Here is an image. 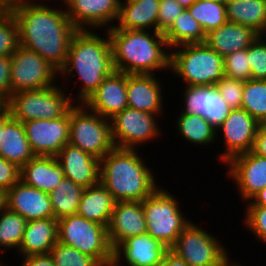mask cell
Instances as JSON below:
<instances>
[{"label": "cell", "mask_w": 266, "mask_h": 266, "mask_svg": "<svg viewBox=\"0 0 266 266\" xmlns=\"http://www.w3.org/2000/svg\"><path fill=\"white\" fill-rule=\"evenodd\" d=\"M65 178L63 167L56 156L35 155L20 168V180L46 193L52 192Z\"/></svg>", "instance_id": "obj_24"}, {"label": "cell", "mask_w": 266, "mask_h": 266, "mask_svg": "<svg viewBox=\"0 0 266 266\" xmlns=\"http://www.w3.org/2000/svg\"><path fill=\"white\" fill-rule=\"evenodd\" d=\"M178 135L195 146H208L217 140V129L199 114L180 113L176 123Z\"/></svg>", "instance_id": "obj_31"}, {"label": "cell", "mask_w": 266, "mask_h": 266, "mask_svg": "<svg viewBox=\"0 0 266 266\" xmlns=\"http://www.w3.org/2000/svg\"><path fill=\"white\" fill-rule=\"evenodd\" d=\"M225 165L227 176L234 180L241 200L248 202L266 187V158L249 151L233 157Z\"/></svg>", "instance_id": "obj_16"}, {"label": "cell", "mask_w": 266, "mask_h": 266, "mask_svg": "<svg viewBox=\"0 0 266 266\" xmlns=\"http://www.w3.org/2000/svg\"><path fill=\"white\" fill-rule=\"evenodd\" d=\"M11 57L0 56V104H5L11 97L10 84Z\"/></svg>", "instance_id": "obj_45"}, {"label": "cell", "mask_w": 266, "mask_h": 266, "mask_svg": "<svg viewBox=\"0 0 266 266\" xmlns=\"http://www.w3.org/2000/svg\"><path fill=\"white\" fill-rule=\"evenodd\" d=\"M11 113L5 104H0V130L11 119Z\"/></svg>", "instance_id": "obj_50"}, {"label": "cell", "mask_w": 266, "mask_h": 266, "mask_svg": "<svg viewBox=\"0 0 266 266\" xmlns=\"http://www.w3.org/2000/svg\"><path fill=\"white\" fill-rule=\"evenodd\" d=\"M65 178L84 188L100 182V160L67 143L56 155Z\"/></svg>", "instance_id": "obj_23"}, {"label": "cell", "mask_w": 266, "mask_h": 266, "mask_svg": "<svg viewBox=\"0 0 266 266\" xmlns=\"http://www.w3.org/2000/svg\"><path fill=\"white\" fill-rule=\"evenodd\" d=\"M244 224L258 241L266 243V208L262 206H246Z\"/></svg>", "instance_id": "obj_42"}, {"label": "cell", "mask_w": 266, "mask_h": 266, "mask_svg": "<svg viewBox=\"0 0 266 266\" xmlns=\"http://www.w3.org/2000/svg\"><path fill=\"white\" fill-rule=\"evenodd\" d=\"M260 127L266 132V119L260 123Z\"/></svg>", "instance_id": "obj_55"}, {"label": "cell", "mask_w": 266, "mask_h": 266, "mask_svg": "<svg viewBox=\"0 0 266 266\" xmlns=\"http://www.w3.org/2000/svg\"><path fill=\"white\" fill-rule=\"evenodd\" d=\"M5 206V202H4V192L0 191V211L2 210V208Z\"/></svg>", "instance_id": "obj_53"}, {"label": "cell", "mask_w": 266, "mask_h": 266, "mask_svg": "<svg viewBox=\"0 0 266 266\" xmlns=\"http://www.w3.org/2000/svg\"><path fill=\"white\" fill-rule=\"evenodd\" d=\"M182 113L199 114L214 128H218L229 116L231 107L212 86L184 87Z\"/></svg>", "instance_id": "obj_18"}, {"label": "cell", "mask_w": 266, "mask_h": 266, "mask_svg": "<svg viewBox=\"0 0 266 266\" xmlns=\"http://www.w3.org/2000/svg\"><path fill=\"white\" fill-rule=\"evenodd\" d=\"M10 57L12 94L40 90L58 83L54 79H58L59 72L35 51L19 46Z\"/></svg>", "instance_id": "obj_11"}, {"label": "cell", "mask_w": 266, "mask_h": 266, "mask_svg": "<svg viewBox=\"0 0 266 266\" xmlns=\"http://www.w3.org/2000/svg\"><path fill=\"white\" fill-rule=\"evenodd\" d=\"M34 156L23 123L11 118L0 130V157L21 168Z\"/></svg>", "instance_id": "obj_28"}, {"label": "cell", "mask_w": 266, "mask_h": 266, "mask_svg": "<svg viewBox=\"0 0 266 266\" xmlns=\"http://www.w3.org/2000/svg\"><path fill=\"white\" fill-rule=\"evenodd\" d=\"M258 36L249 27L227 21L207 33L205 43L224 58L235 51L247 49Z\"/></svg>", "instance_id": "obj_25"}, {"label": "cell", "mask_w": 266, "mask_h": 266, "mask_svg": "<svg viewBox=\"0 0 266 266\" xmlns=\"http://www.w3.org/2000/svg\"><path fill=\"white\" fill-rule=\"evenodd\" d=\"M50 255L55 266H102L95 258L60 242L51 249Z\"/></svg>", "instance_id": "obj_37"}, {"label": "cell", "mask_w": 266, "mask_h": 266, "mask_svg": "<svg viewBox=\"0 0 266 266\" xmlns=\"http://www.w3.org/2000/svg\"><path fill=\"white\" fill-rule=\"evenodd\" d=\"M259 126L260 123L243 108L231 109L229 116L217 128V136L222 134L225 143L219 161L226 164L233 157L251 151Z\"/></svg>", "instance_id": "obj_13"}, {"label": "cell", "mask_w": 266, "mask_h": 266, "mask_svg": "<svg viewBox=\"0 0 266 266\" xmlns=\"http://www.w3.org/2000/svg\"><path fill=\"white\" fill-rule=\"evenodd\" d=\"M76 29L107 30L117 22L120 0H59ZM112 23V25H111ZM108 25V26H107Z\"/></svg>", "instance_id": "obj_15"}, {"label": "cell", "mask_w": 266, "mask_h": 266, "mask_svg": "<svg viewBox=\"0 0 266 266\" xmlns=\"http://www.w3.org/2000/svg\"><path fill=\"white\" fill-rule=\"evenodd\" d=\"M31 150L39 156H56L69 143V111L53 120L38 119L23 122Z\"/></svg>", "instance_id": "obj_14"}, {"label": "cell", "mask_w": 266, "mask_h": 266, "mask_svg": "<svg viewBox=\"0 0 266 266\" xmlns=\"http://www.w3.org/2000/svg\"><path fill=\"white\" fill-rule=\"evenodd\" d=\"M58 242V223L55 218L27 221L18 253L21 257L49 254Z\"/></svg>", "instance_id": "obj_26"}, {"label": "cell", "mask_w": 266, "mask_h": 266, "mask_svg": "<svg viewBox=\"0 0 266 266\" xmlns=\"http://www.w3.org/2000/svg\"><path fill=\"white\" fill-rule=\"evenodd\" d=\"M107 230L113 249L126 238L147 233L142 202L116 201Z\"/></svg>", "instance_id": "obj_21"}, {"label": "cell", "mask_w": 266, "mask_h": 266, "mask_svg": "<svg viewBox=\"0 0 266 266\" xmlns=\"http://www.w3.org/2000/svg\"><path fill=\"white\" fill-rule=\"evenodd\" d=\"M175 48L170 50L169 72L183 79L185 86H212L225 76L223 57L206 43Z\"/></svg>", "instance_id": "obj_5"}, {"label": "cell", "mask_w": 266, "mask_h": 266, "mask_svg": "<svg viewBox=\"0 0 266 266\" xmlns=\"http://www.w3.org/2000/svg\"><path fill=\"white\" fill-rule=\"evenodd\" d=\"M249 62V47L235 51L223 58L225 77L248 81L251 79V66Z\"/></svg>", "instance_id": "obj_39"}, {"label": "cell", "mask_w": 266, "mask_h": 266, "mask_svg": "<svg viewBox=\"0 0 266 266\" xmlns=\"http://www.w3.org/2000/svg\"><path fill=\"white\" fill-rule=\"evenodd\" d=\"M62 89L63 87L56 84L40 90L19 91L11 94L5 105L11 117L22 123L38 119H57L75 105L71 94Z\"/></svg>", "instance_id": "obj_7"}, {"label": "cell", "mask_w": 266, "mask_h": 266, "mask_svg": "<svg viewBox=\"0 0 266 266\" xmlns=\"http://www.w3.org/2000/svg\"><path fill=\"white\" fill-rule=\"evenodd\" d=\"M170 193L164 187H158L142 201L147 233L159 239L168 249L192 221L188 217L186 219L179 208L178 198Z\"/></svg>", "instance_id": "obj_8"}, {"label": "cell", "mask_w": 266, "mask_h": 266, "mask_svg": "<svg viewBox=\"0 0 266 266\" xmlns=\"http://www.w3.org/2000/svg\"><path fill=\"white\" fill-rule=\"evenodd\" d=\"M254 154L266 158V132L259 126L251 150Z\"/></svg>", "instance_id": "obj_47"}, {"label": "cell", "mask_w": 266, "mask_h": 266, "mask_svg": "<svg viewBox=\"0 0 266 266\" xmlns=\"http://www.w3.org/2000/svg\"><path fill=\"white\" fill-rule=\"evenodd\" d=\"M69 143L97 159L103 158L115 146L110 119L89 110L83 103H75L69 110Z\"/></svg>", "instance_id": "obj_9"}, {"label": "cell", "mask_w": 266, "mask_h": 266, "mask_svg": "<svg viewBox=\"0 0 266 266\" xmlns=\"http://www.w3.org/2000/svg\"><path fill=\"white\" fill-rule=\"evenodd\" d=\"M27 220L6 206L0 211V247L1 253L8 249L17 250L22 243ZM0 248V249H1ZM4 248V249H3Z\"/></svg>", "instance_id": "obj_35"}, {"label": "cell", "mask_w": 266, "mask_h": 266, "mask_svg": "<svg viewBox=\"0 0 266 266\" xmlns=\"http://www.w3.org/2000/svg\"><path fill=\"white\" fill-rule=\"evenodd\" d=\"M42 1L12 0L10 11L18 25L20 46L35 51L59 72L66 63L70 41L77 29L63 3L61 9H56Z\"/></svg>", "instance_id": "obj_1"}, {"label": "cell", "mask_w": 266, "mask_h": 266, "mask_svg": "<svg viewBox=\"0 0 266 266\" xmlns=\"http://www.w3.org/2000/svg\"><path fill=\"white\" fill-rule=\"evenodd\" d=\"M160 0H120L118 24L110 29H134L157 31Z\"/></svg>", "instance_id": "obj_27"}, {"label": "cell", "mask_w": 266, "mask_h": 266, "mask_svg": "<svg viewBox=\"0 0 266 266\" xmlns=\"http://www.w3.org/2000/svg\"><path fill=\"white\" fill-rule=\"evenodd\" d=\"M182 7H190L196 0H176Z\"/></svg>", "instance_id": "obj_52"}, {"label": "cell", "mask_w": 266, "mask_h": 266, "mask_svg": "<svg viewBox=\"0 0 266 266\" xmlns=\"http://www.w3.org/2000/svg\"><path fill=\"white\" fill-rule=\"evenodd\" d=\"M157 16V31L165 33L185 9L176 0H160Z\"/></svg>", "instance_id": "obj_43"}, {"label": "cell", "mask_w": 266, "mask_h": 266, "mask_svg": "<svg viewBox=\"0 0 266 266\" xmlns=\"http://www.w3.org/2000/svg\"><path fill=\"white\" fill-rule=\"evenodd\" d=\"M20 180V168L0 157V191L6 192Z\"/></svg>", "instance_id": "obj_44"}, {"label": "cell", "mask_w": 266, "mask_h": 266, "mask_svg": "<svg viewBox=\"0 0 266 266\" xmlns=\"http://www.w3.org/2000/svg\"><path fill=\"white\" fill-rule=\"evenodd\" d=\"M168 250L148 233L129 237L113 249L112 266H123V260L127 266H158Z\"/></svg>", "instance_id": "obj_17"}, {"label": "cell", "mask_w": 266, "mask_h": 266, "mask_svg": "<svg viewBox=\"0 0 266 266\" xmlns=\"http://www.w3.org/2000/svg\"><path fill=\"white\" fill-rule=\"evenodd\" d=\"M215 86L232 109L241 108L244 81L224 76L215 84Z\"/></svg>", "instance_id": "obj_41"}, {"label": "cell", "mask_w": 266, "mask_h": 266, "mask_svg": "<svg viewBox=\"0 0 266 266\" xmlns=\"http://www.w3.org/2000/svg\"><path fill=\"white\" fill-rule=\"evenodd\" d=\"M246 206H262L266 208V187L260 190L254 197H252Z\"/></svg>", "instance_id": "obj_49"}, {"label": "cell", "mask_w": 266, "mask_h": 266, "mask_svg": "<svg viewBox=\"0 0 266 266\" xmlns=\"http://www.w3.org/2000/svg\"><path fill=\"white\" fill-rule=\"evenodd\" d=\"M20 46L19 29L9 10L0 16V56H11Z\"/></svg>", "instance_id": "obj_38"}, {"label": "cell", "mask_w": 266, "mask_h": 266, "mask_svg": "<svg viewBox=\"0 0 266 266\" xmlns=\"http://www.w3.org/2000/svg\"><path fill=\"white\" fill-rule=\"evenodd\" d=\"M21 266H55V264L49 253L23 257Z\"/></svg>", "instance_id": "obj_46"}, {"label": "cell", "mask_w": 266, "mask_h": 266, "mask_svg": "<svg viewBox=\"0 0 266 266\" xmlns=\"http://www.w3.org/2000/svg\"><path fill=\"white\" fill-rule=\"evenodd\" d=\"M163 86L152 74H127V105L150 114H164Z\"/></svg>", "instance_id": "obj_22"}, {"label": "cell", "mask_w": 266, "mask_h": 266, "mask_svg": "<svg viewBox=\"0 0 266 266\" xmlns=\"http://www.w3.org/2000/svg\"><path fill=\"white\" fill-rule=\"evenodd\" d=\"M158 266H189L182 258L170 249L165 253L162 262Z\"/></svg>", "instance_id": "obj_48"}, {"label": "cell", "mask_w": 266, "mask_h": 266, "mask_svg": "<svg viewBox=\"0 0 266 266\" xmlns=\"http://www.w3.org/2000/svg\"><path fill=\"white\" fill-rule=\"evenodd\" d=\"M84 187L64 178L56 188L49 193L54 218L77 214Z\"/></svg>", "instance_id": "obj_33"}, {"label": "cell", "mask_w": 266, "mask_h": 266, "mask_svg": "<svg viewBox=\"0 0 266 266\" xmlns=\"http://www.w3.org/2000/svg\"><path fill=\"white\" fill-rule=\"evenodd\" d=\"M241 108L259 123L266 119V80L244 82Z\"/></svg>", "instance_id": "obj_36"}, {"label": "cell", "mask_w": 266, "mask_h": 266, "mask_svg": "<svg viewBox=\"0 0 266 266\" xmlns=\"http://www.w3.org/2000/svg\"><path fill=\"white\" fill-rule=\"evenodd\" d=\"M261 36H264V38H266V28L264 29V31H263Z\"/></svg>", "instance_id": "obj_57"}, {"label": "cell", "mask_w": 266, "mask_h": 266, "mask_svg": "<svg viewBox=\"0 0 266 266\" xmlns=\"http://www.w3.org/2000/svg\"><path fill=\"white\" fill-rule=\"evenodd\" d=\"M156 114L126 107L110 118L113 144L117 148L137 149L162 133ZM156 118V119H155Z\"/></svg>", "instance_id": "obj_12"}, {"label": "cell", "mask_w": 266, "mask_h": 266, "mask_svg": "<svg viewBox=\"0 0 266 266\" xmlns=\"http://www.w3.org/2000/svg\"><path fill=\"white\" fill-rule=\"evenodd\" d=\"M93 31L77 29L70 41L66 63L59 71L63 82L67 80L64 78L69 79V76L78 77L82 82L79 92L76 93L77 102L75 103H84L103 80L115 70L107 30L104 38Z\"/></svg>", "instance_id": "obj_2"}, {"label": "cell", "mask_w": 266, "mask_h": 266, "mask_svg": "<svg viewBox=\"0 0 266 266\" xmlns=\"http://www.w3.org/2000/svg\"><path fill=\"white\" fill-rule=\"evenodd\" d=\"M251 79L266 80V39L259 35L249 46Z\"/></svg>", "instance_id": "obj_40"}, {"label": "cell", "mask_w": 266, "mask_h": 266, "mask_svg": "<svg viewBox=\"0 0 266 266\" xmlns=\"http://www.w3.org/2000/svg\"><path fill=\"white\" fill-rule=\"evenodd\" d=\"M206 231L191 221L170 250L189 266H225L230 261L229 251Z\"/></svg>", "instance_id": "obj_10"}, {"label": "cell", "mask_w": 266, "mask_h": 266, "mask_svg": "<svg viewBox=\"0 0 266 266\" xmlns=\"http://www.w3.org/2000/svg\"><path fill=\"white\" fill-rule=\"evenodd\" d=\"M89 110L112 118L127 105V74L114 70L83 103Z\"/></svg>", "instance_id": "obj_19"}, {"label": "cell", "mask_w": 266, "mask_h": 266, "mask_svg": "<svg viewBox=\"0 0 266 266\" xmlns=\"http://www.w3.org/2000/svg\"><path fill=\"white\" fill-rule=\"evenodd\" d=\"M213 1H218V2H221V3H226L227 0H213Z\"/></svg>", "instance_id": "obj_56"}, {"label": "cell", "mask_w": 266, "mask_h": 266, "mask_svg": "<svg viewBox=\"0 0 266 266\" xmlns=\"http://www.w3.org/2000/svg\"><path fill=\"white\" fill-rule=\"evenodd\" d=\"M116 200L99 182L84 189L77 214L108 227Z\"/></svg>", "instance_id": "obj_29"}, {"label": "cell", "mask_w": 266, "mask_h": 266, "mask_svg": "<svg viewBox=\"0 0 266 266\" xmlns=\"http://www.w3.org/2000/svg\"><path fill=\"white\" fill-rule=\"evenodd\" d=\"M164 37L170 50L184 44L205 43L206 40L203 28L186 8L164 33Z\"/></svg>", "instance_id": "obj_32"}, {"label": "cell", "mask_w": 266, "mask_h": 266, "mask_svg": "<svg viewBox=\"0 0 266 266\" xmlns=\"http://www.w3.org/2000/svg\"><path fill=\"white\" fill-rule=\"evenodd\" d=\"M58 242L95 258L102 266H112L113 248L107 227L78 214L57 220Z\"/></svg>", "instance_id": "obj_6"}, {"label": "cell", "mask_w": 266, "mask_h": 266, "mask_svg": "<svg viewBox=\"0 0 266 266\" xmlns=\"http://www.w3.org/2000/svg\"><path fill=\"white\" fill-rule=\"evenodd\" d=\"M136 151L114 147L100 159V183L116 201L142 202L159 187Z\"/></svg>", "instance_id": "obj_4"}, {"label": "cell", "mask_w": 266, "mask_h": 266, "mask_svg": "<svg viewBox=\"0 0 266 266\" xmlns=\"http://www.w3.org/2000/svg\"><path fill=\"white\" fill-rule=\"evenodd\" d=\"M5 206L27 221L54 218L49 194L19 180L4 193Z\"/></svg>", "instance_id": "obj_20"}, {"label": "cell", "mask_w": 266, "mask_h": 266, "mask_svg": "<svg viewBox=\"0 0 266 266\" xmlns=\"http://www.w3.org/2000/svg\"><path fill=\"white\" fill-rule=\"evenodd\" d=\"M107 32L116 71L155 75L159 70L170 69L171 51L164 33L134 29H107Z\"/></svg>", "instance_id": "obj_3"}, {"label": "cell", "mask_w": 266, "mask_h": 266, "mask_svg": "<svg viewBox=\"0 0 266 266\" xmlns=\"http://www.w3.org/2000/svg\"><path fill=\"white\" fill-rule=\"evenodd\" d=\"M12 0H0V16L10 10Z\"/></svg>", "instance_id": "obj_51"}, {"label": "cell", "mask_w": 266, "mask_h": 266, "mask_svg": "<svg viewBox=\"0 0 266 266\" xmlns=\"http://www.w3.org/2000/svg\"><path fill=\"white\" fill-rule=\"evenodd\" d=\"M229 1H234V2H241V1H244V0H227V2H229Z\"/></svg>", "instance_id": "obj_58"}, {"label": "cell", "mask_w": 266, "mask_h": 266, "mask_svg": "<svg viewBox=\"0 0 266 266\" xmlns=\"http://www.w3.org/2000/svg\"><path fill=\"white\" fill-rule=\"evenodd\" d=\"M227 19L249 27L262 35L266 28V0L226 2Z\"/></svg>", "instance_id": "obj_30"}, {"label": "cell", "mask_w": 266, "mask_h": 266, "mask_svg": "<svg viewBox=\"0 0 266 266\" xmlns=\"http://www.w3.org/2000/svg\"><path fill=\"white\" fill-rule=\"evenodd\" d=\"M225 266H244V265H242V264H240V263H233L232 261L230 262H228Z\"/></svg>", "instance_id": "obj_54"}, {"label": "cell", "mask_w": 266, "mask_h": 266, "mask_svg": "<svg viewBox=\"0 0 266 266\" xmlns=\"http://www.w3.org/2000/svg\"><path fill=\"white\" fill-rule=\"evenodd\" d=\"M187 9L201 25L205 34L219 28L228 21L226 3L213 0H196Z\"/></svg>", "instance_id": "obj_34"}]
</instances>
